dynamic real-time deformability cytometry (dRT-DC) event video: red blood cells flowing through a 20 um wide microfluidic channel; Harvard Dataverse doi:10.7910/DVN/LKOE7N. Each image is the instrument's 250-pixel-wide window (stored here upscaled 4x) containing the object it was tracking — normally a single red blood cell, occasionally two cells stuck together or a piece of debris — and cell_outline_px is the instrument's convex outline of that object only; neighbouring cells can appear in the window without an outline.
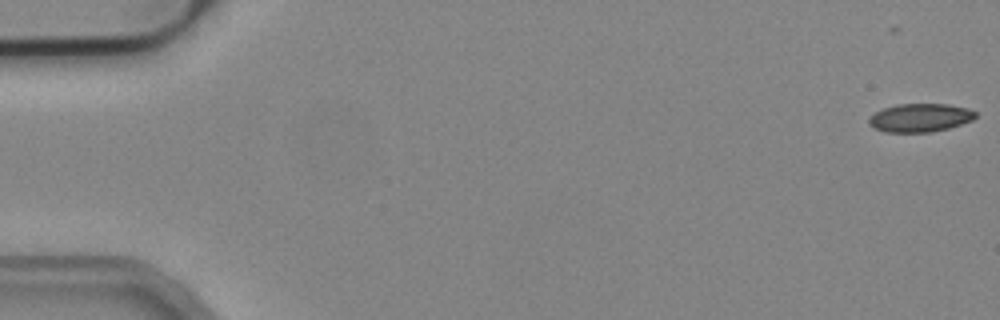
{"species": "common noctule bat (a hibernating species)", "species_latin": "Nyctalus noctula", "temperature_condition": "cold", "stored_images_in_passage": 54, "camera_frame_rate_fps": 3000, "um_per_image_px": 0.085, "animal": {"sex": "male", "body_mass_g": 19.2, "forearm_length_mm": 51.8}, "frame": {"image": 1, "passage_image": 1, "time_ms": 0.0, "image_size_px": [1000, 320], "cell_outline_px": [[976, 116], [972, 120], [948, 128], [932, 132], [884, 132], [868, 124], [868, 120], [876, 112], [884, 108], [896, 104], [948, 104], [968, 108], [976, 112]], "centroid_in_image_um": [78.21, 10.0], "position_along_channel_um": 6.8, "area_um2": 17.51}}
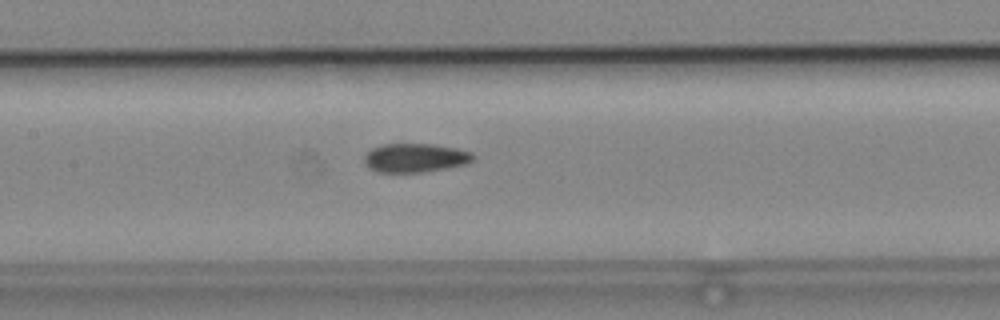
{"frame": {"image": 2, "passage_image": 26, "time_ms": 8.333, "image_size_px": [1000, 320], "cell_outline_px": [[476, 160], [464, 164], [448, 168], [424, 172], [376, 172], [368, 168], [364, 160], [364, 156], [372, 148], [384, 144], [432, 144], [456, 148], [472, 152], [476, 156]], "centroid_in_image_um": [35.32, 13.42], "position_along_channel_um": 172.1, "area_um2": 18.44}}
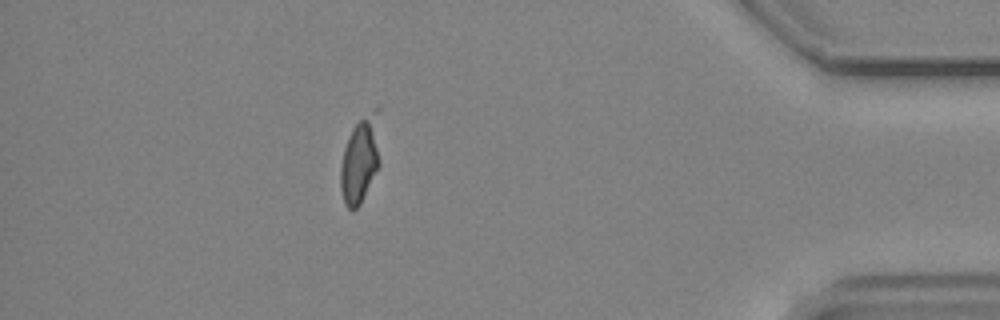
{"frame": {"image": 3, "passage_image": 48, "time_ms": 15.667, "image_size_px": [1000, 320], "cell_outline_px": [[380, 164], [360, 204], [352, 212], [344, 204], [340, 188], [340, 164], [344, 148], [348, 136], [352, 128], [360, 120], [368, 116], [380, 160]], "centroid_in_image_um": [30.46, 13.93], "position_along_channel_um": 404.7, "area_um2": 17.92}, "authors_computed_cell_mechanics": {"area_um2": 18.6983, "velocity_mm_per_s": 3.8178, "shape_relaxation_time_tau1_ms": null, "shape_relaxation_time_tau2_ms": 6.4094, "deformation_change_tau1": null, "deformation_change_tau2": 0.0989}}